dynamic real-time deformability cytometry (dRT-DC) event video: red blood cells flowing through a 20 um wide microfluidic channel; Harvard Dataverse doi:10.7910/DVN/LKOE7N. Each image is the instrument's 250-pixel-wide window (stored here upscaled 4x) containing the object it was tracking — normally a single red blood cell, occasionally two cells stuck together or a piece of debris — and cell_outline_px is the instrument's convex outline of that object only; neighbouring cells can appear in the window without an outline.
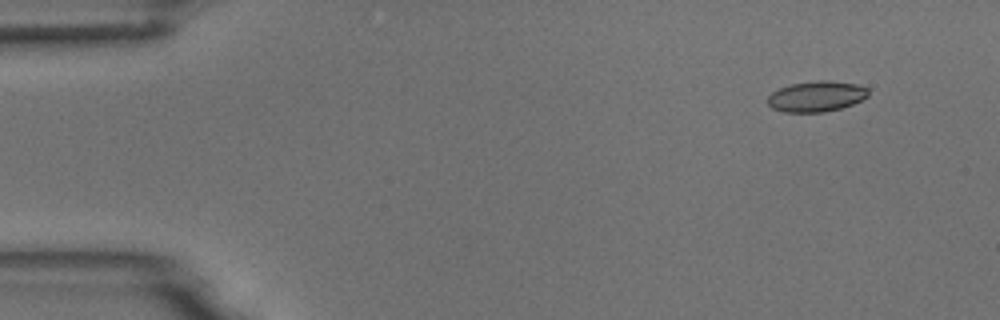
{"species": "common noctule bat (a hibernating species)", "species_latin": "Nyctalus noctula", "temperature_condition": "room temperature", "stored_images_in_passage": 4, "camera_frame_rate_fps": 3000, "um_per_image_px": 0.085, "animal": {"sex": "male", "body_mass_g": 18.8}, "frame": {"image": 1, "passage_image": 1, "time_ms": 0.0, "image_size_px": [1000, 320], "cell_outline_px": [[868, 96], [852, 104], [840, 108], [824, 112], [784, 112], [772, 108], [768, 104], [768, 96], [772, 92], [780, 88], [792, 84], [816, 80], [828, 80], [856, 84], [868, 88]], "centroid_in_image_um": [69.39, 8.19], "position_along_channel_um": 15.6, "area_um2": 17.86}}
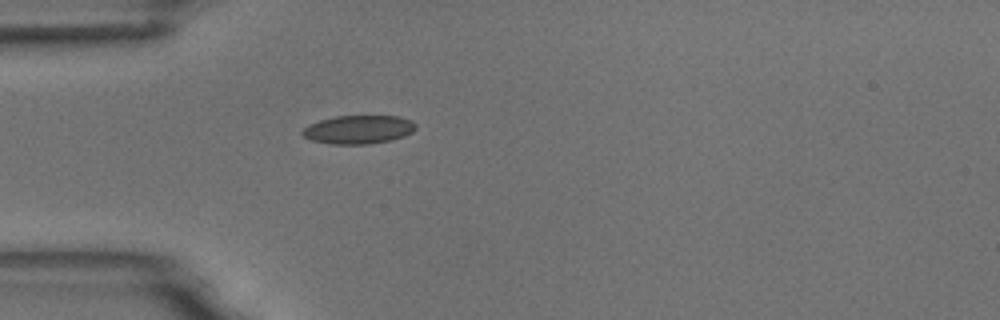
{"frame": {"image": 2, "passage_image": 4, "time_ms": 3.667, "image_size_px": [1000, 320], "cell_outline_px": [[416, 128], [412, 132], [404, 136], [392, 140], [368, 144], [332, 144], [312, 140], [304, 136], [300, 132], [308, 124], [320, 120], [336, 116], [400, 116], [412, 120], [416, 124]], "centroid_in_image_um": [30.49, 11.01], "position_along_channel_um": 54.5, "area_um2": 18.9}}